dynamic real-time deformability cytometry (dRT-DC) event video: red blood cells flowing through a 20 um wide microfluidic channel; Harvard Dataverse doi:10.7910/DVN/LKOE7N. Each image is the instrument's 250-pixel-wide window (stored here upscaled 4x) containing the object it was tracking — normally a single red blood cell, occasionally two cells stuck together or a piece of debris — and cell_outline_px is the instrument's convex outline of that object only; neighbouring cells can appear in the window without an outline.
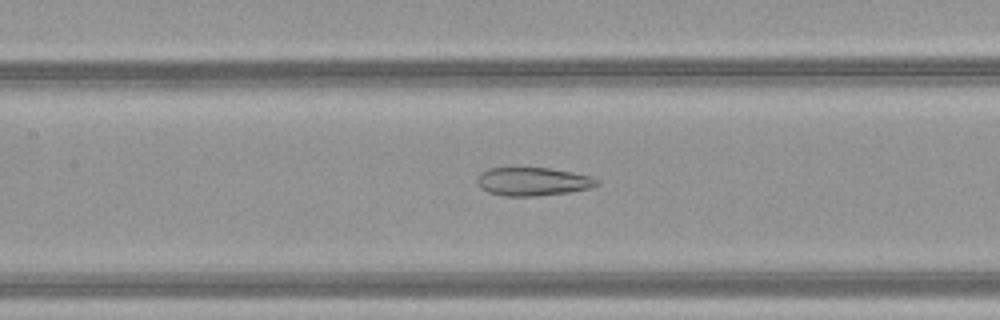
{"species": "common noctule bat (a hibernating species)", "species_latin": "Nyctalus noctula", "temperature_condition": "warm", "stored_images_in_passage": 48, "camera_frame_rate_fps": 3000, "um_per_image_px": 0.085, "animal": {"sex": "female", "body_mass_g": 21.9}, "frame": {"image": 1, "passage_image": 22, "time_ms": 7.0, "image_size_px": [1000, 320], "cell_outline_px": [[600, 184], [588, 188], [568, 192], [536, 196], [504, 196], [488, 192], [480, 188], [476, 180], [480, 172], [488, 168], [548, 168], [572, 172], [592, 176], [600, 180]], "centroid_in_image_um": [45.28, 15.43], "position_along_channel_um": 162.1, "area_um2": 19.83}}
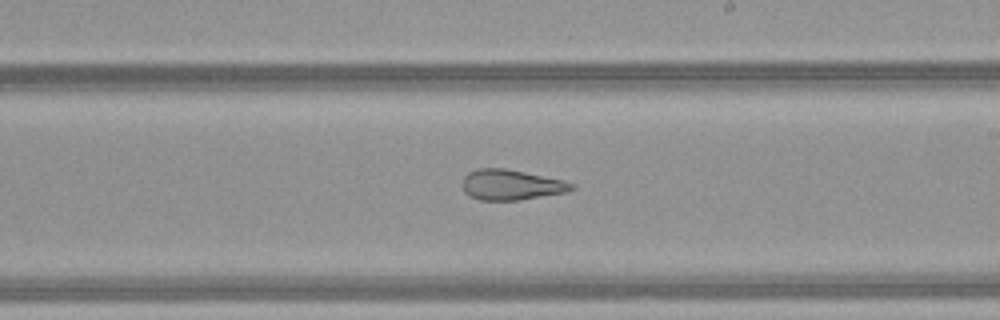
{"frame": {"image": 2, "passage_image": 28, "time_ms": 9.0, "image_size_px": [1000, 320], "cell_outline_px": [[576, 188], [564, 192], [516, 200], [480, 200], [468, 196], [464, 192], [464, 176], [468, 172], [476, 168], [504, 168], [564, 180], [576, 184]], "centroid_in_image_um": [43.43, 15.7], "position_along_channel_um": 245.6, "area_um2": 19.19}}
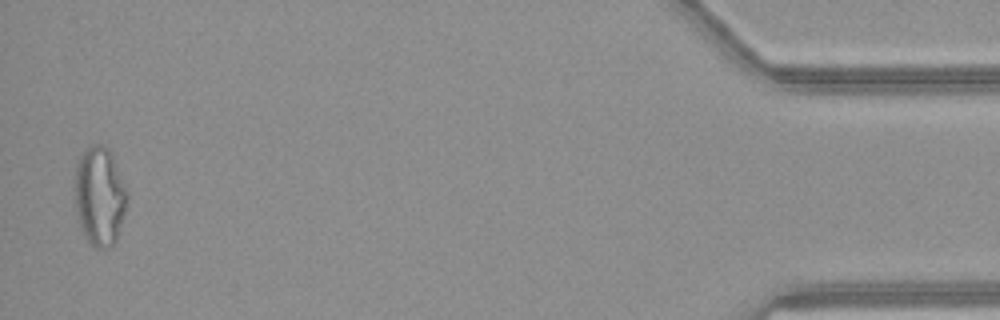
{"frame": {"image": 3, "passage_image": 47, "time_ms": 15.333, "image_size_px": [1000, 320], "cell_outline_px": [[128, 196], [124, 216], [116, 240], [108, 248], [96, 248], [84, 236], [80, 228], [76, 208], [76, 164], [80, 156], [92, 144], [100, 144], [108, 148], [112, 156], [128, 192]], "centroid_in_image_um": [8.48, 16.69], "position_along_channel_um": 426.7, "area_um2": 29.82}, "authors_computed_cell_mechanics": {"area_um2": 26.2412, "velocity_mm_per_s": 4.1816, "shape_relaxation_time_tau1_ms": null, "shape_relaxation_time_tau2_ms": 2.1539, "deformation_change_tau1": null, "deformation_change_tau2": 0.1259}}